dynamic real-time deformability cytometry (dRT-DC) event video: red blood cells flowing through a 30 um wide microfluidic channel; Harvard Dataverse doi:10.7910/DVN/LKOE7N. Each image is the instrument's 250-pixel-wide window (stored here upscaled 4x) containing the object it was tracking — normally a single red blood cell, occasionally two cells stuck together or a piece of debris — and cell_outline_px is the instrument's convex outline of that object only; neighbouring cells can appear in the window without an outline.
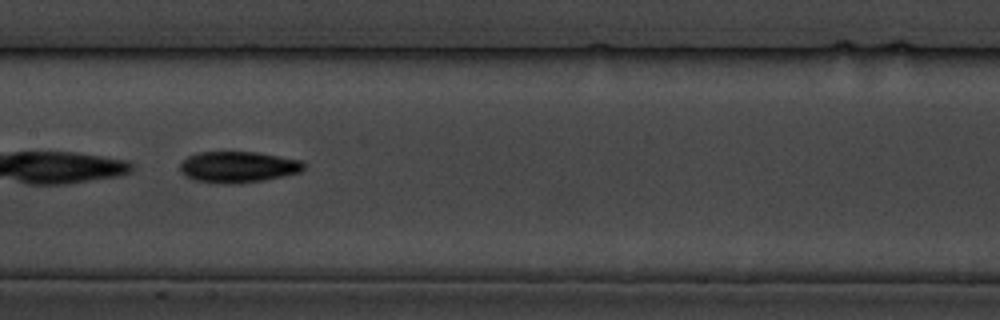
{"species": "common noctule bat (a hibernating species)", "species_latin": "Nyctalus noctula", "temperature_condition": "cold", "stored_images_in_passage": 10, "camera_frame_rate_fps": 3000, "um_per_image_px": 0.085, "animal": {"sex": "male", "body_mass_g": 19.5, "forearm_length_mm": 54.6}, "frame": {"image": 1, "passage_image": 9, "time_ms": 9.0, "image_size_px": [1000, 320], "cell_outline_px": [[308, 164], [300, 172], [284, 176], [264, 180], [228, 184], [196, 180], [180, 172], [180, 164], [188, 156], [196, 152], [256, 152], [304, 160]], "centroid_in_image_um": [20.3, 14.18], "position_along_channel_um": 187.1, "area_um2": 22.48}}
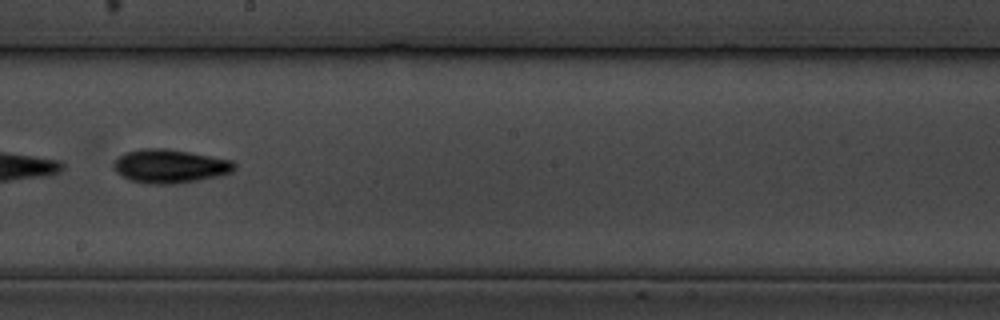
{"frame": {"image": 2, "passage_image": 10, "time_ms": 10.333, "image_size_px": [1000, 320], "cell_outline_px": [[236, 168], [232, 172], [216, 176], [176, 184], [144, 184], [128, 180], [116, 172], [112, 168], [112, 164], [124, 152], [144, 148], [164, 148], [188, 152], [232, 160], [236, 164]], "centroid_in_image_um": [14.39, 14.13], "position_along_channel_um": 233.8, "area_um2": 23.76}}